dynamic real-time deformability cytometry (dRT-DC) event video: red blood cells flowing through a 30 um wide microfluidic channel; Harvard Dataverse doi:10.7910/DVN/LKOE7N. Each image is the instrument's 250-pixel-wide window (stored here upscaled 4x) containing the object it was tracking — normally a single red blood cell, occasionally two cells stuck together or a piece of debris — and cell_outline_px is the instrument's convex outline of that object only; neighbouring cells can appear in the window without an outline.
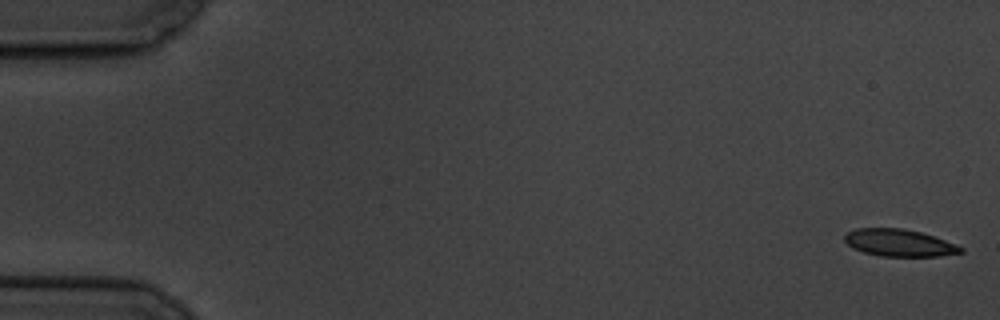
{"species": "common noctule bat (a hibernating species)", "species_latin": "Nyctalus noctula", "temperature_condition": "cold", "stored_images_in_passage": 9, "segment_of_instrument_passage": [1, 2], "camera_frame_rate_fps": 3000, "um_per_image_px": 0.085, "animal": {"sex": "male", "body_mass_g": 19.5, "forearm_length_mm": 54.6}, "frame": {"image": 1, "passage_image": 1, "time_ms": 0.0, "image_size_px": [1000, 320], "cell_outline_px": [[964, 252], [940, 256], [880, 256], [864, 252], [852, 248], [844, 240], [844, 236], [848, 232], [856, 228], [904, 228], [920, 232], [956, 244], [964, 248]], "centroid_in_image_um": [76.43, 20.64], "position_along_channel_um": 8.6, "area_um2": 18.32}}
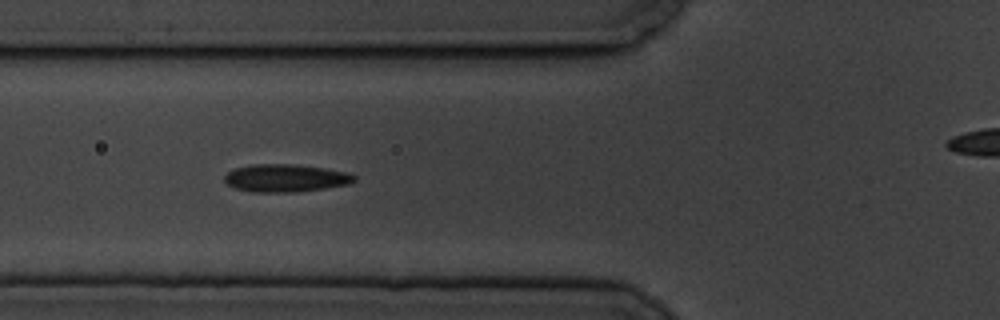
{"frame": {"image": 2, "passage_image": 7, "time_ms": 7.0, "image_size_px": [1000, 320], "cell_outline_px": [[356, 180], [352, 184], [296, 192], [252, 192], [236, 188], [228, 184], [224, 180], [224, 176], [228, 172], [236, 168], [248, 164], [292, 164], [324, 168], [348, 172], [356, 176]], "centroid_in_image_um": [24.3, 15.13], "position_along_channel_um": 101.5, "area_um2": 21.04}}
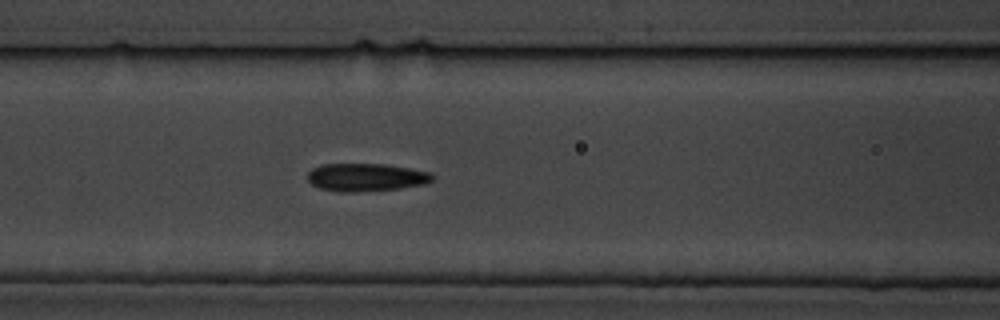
{"frame": {"image": 3, "passage_image": 8, "time_ms": 8.0, "image_size_px": [1000, 320], "cell_outline_px": [[432, 180], [424, 184], [400, 188], [352, 192], [340, 192], [320, 188], [312, 184], [308, 180], [308, 172], [312, 168], [320, 164], [384, 164], [432, 172]], "centroid_in_image_um": [31.08, 15.06], "position_along_channel_um": 135.5, "area_um2": 20.17}}